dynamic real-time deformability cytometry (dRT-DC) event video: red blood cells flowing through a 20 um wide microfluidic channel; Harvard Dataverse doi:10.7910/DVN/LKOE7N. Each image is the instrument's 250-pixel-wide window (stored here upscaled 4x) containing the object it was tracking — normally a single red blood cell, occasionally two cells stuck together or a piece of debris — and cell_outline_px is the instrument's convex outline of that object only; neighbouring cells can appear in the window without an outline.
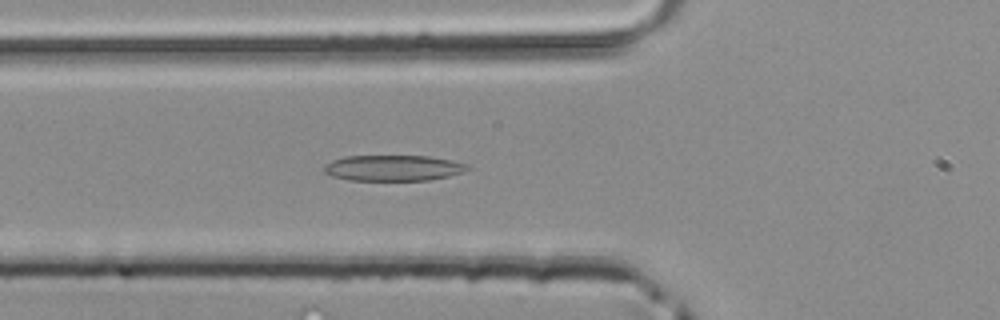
{"species": "common noctule bat (a hibernating species)", "species_latin": "Nyctalus noctula", "temperature_condition": "room temperature", "stored_images_in_passage": 31, "camera_frame_rate_fps": 3000, "um_per_image_px": 0.085, "animal": {"sex": "male", "body_mass_g": 20.4}, "frame": {"image": 1, "passage_image": 2, "time_ms": 0.333, "image_size_px": [1000, 320], "cell_outline_px": [[472, 168], [464, 172], [448, 176], [428, 180], [348, 180], [332, 176], [324, 172], [324, 168], [332, 160], [344, 156], [428, 156], [452, 160], [468, 164]], "centroid_in_image_um": [33.47, 14.27], "position_along_channel_um": 92.3, "area_um2": 21.56}}
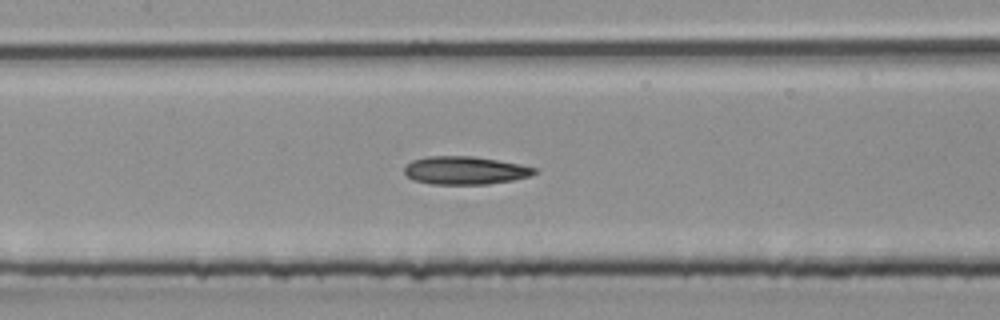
{"frame": {"image": 2, "passage_image": 7, "time_ms": 2.0, "image_size_px": [1000, 320], "cell_outline_px": [[540, 172], [532, 176], [512, 180], [488, 184], [428, 184], [416, 180], [408, 176], [404, 172], [404, 168], [412, 160], [428, 156], [472, 156], [520, 164], [536, 168]], "centroid_in_image_um": [39.57, 14.48], "position_along_channel_um": 167.8, "area_um2": 21.27}}
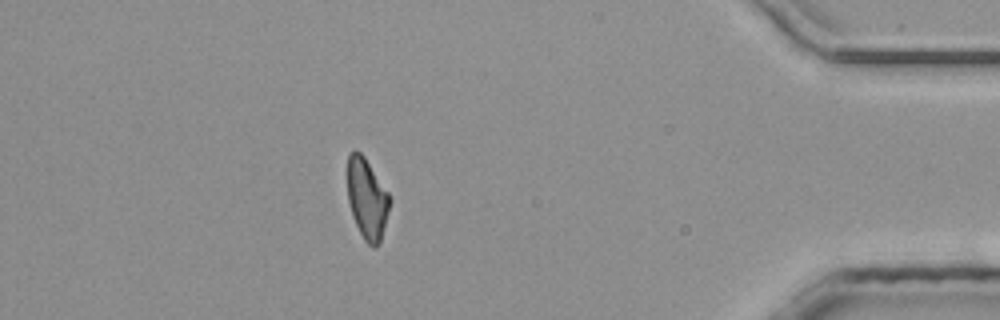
{"frame": {"image": 3, "passage_image": 26, "time_ms": 8.333, "image_size_px": [1000, 320], "cell_outline_px": [[388, 208], [380, 244], [376, 248], [372, 248], [364, 240], [352, 216], [348, 200], [348, 152], [356, 148], [364, 156], [388, 192]], "centroid_in_image_um": [31.16, 16.88], "position_along_channel_um": 404.0, "area_um2": 19.59}}